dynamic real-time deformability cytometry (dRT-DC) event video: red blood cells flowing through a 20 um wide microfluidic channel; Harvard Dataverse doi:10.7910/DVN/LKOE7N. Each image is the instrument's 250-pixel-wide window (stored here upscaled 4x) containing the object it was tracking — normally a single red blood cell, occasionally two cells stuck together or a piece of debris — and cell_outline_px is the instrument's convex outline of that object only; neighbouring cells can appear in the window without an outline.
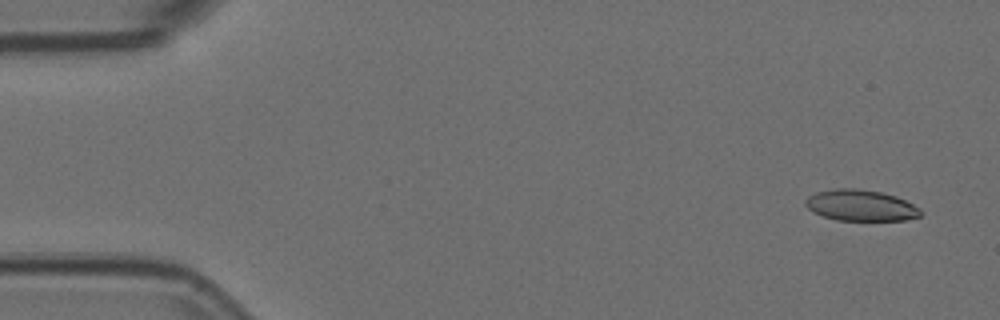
{"species": "Egyptian fruit bat (a non-hibernating species)", "species_latin": "Rousettus aegyptiacus", "temperature_condition": "room temperature", "stored_images_in_passage": 5, "camera_frame_rate_fps": 3000, "um_per_image_px": 0.085, "animal": {"sex": "female"}, "frame": {"image": 1, "passage_image": 1, "time_ms": 0.0, "image_size_px": [1000, 320], "cell_outline_px": [[920, 216], [904, 220], [836, 220], [812, 212], [804, 204], [804, 200], [808, 196], [816, 192], [836, 188], [856, 188], [880, 192], [896, 196], [920, 208]], "centroid_in_image_um": [73.11, 17.45], "position_along_channel_um": 11.9, "area_um2": 20.81}}
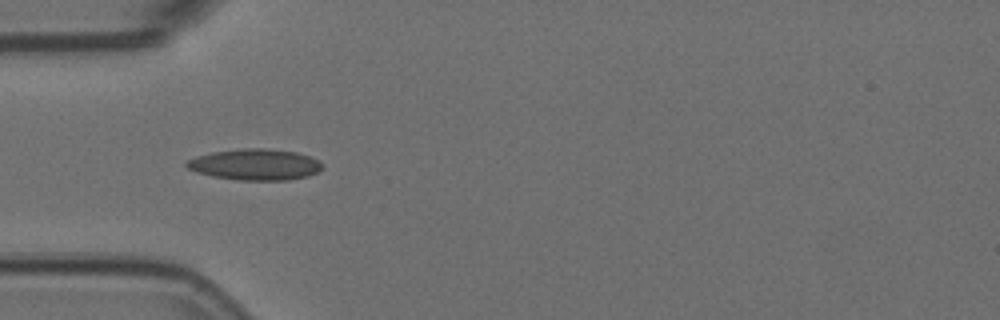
{"frame": {"image": 2, "passage_image": 4, "time_ms": 1.0, "image_size_px": [1000, 320], "cell_outline_px": [[324, 164], [316, 172], [308, 176], [288, 180], [240, 180], [212, 176], [196, 172], [188, 168], [184, 164], [188, 160], [196, 156], [212, 152], [240, 148], [264, 148], [296, 152], [320, 160]], "centroid_in_image_um": [21.67, 13.98], "position_along_channel_um": 63.3, "area_um2": 24.62}}
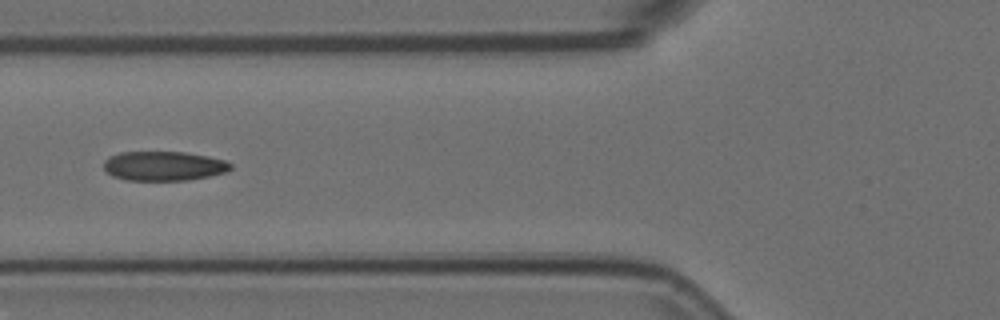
{"frame": {"image": 3, "passage_image": 5, "time_ms": 1.333, "image_size_px": [1000, 320], "cell_outline_px": [[232, 168], [224, 172], [208, 176], [188, 180], [124, 180], [112, 176], [104, 168], [104, 160], [108, 156], [120, 152], [184, 152], [208, 156], [224, 160], [232, 164]], "centroid_in_image_um": [13.89, 14.1], "position_along_channel_um": 111.9, "area_um2": 21.73}}